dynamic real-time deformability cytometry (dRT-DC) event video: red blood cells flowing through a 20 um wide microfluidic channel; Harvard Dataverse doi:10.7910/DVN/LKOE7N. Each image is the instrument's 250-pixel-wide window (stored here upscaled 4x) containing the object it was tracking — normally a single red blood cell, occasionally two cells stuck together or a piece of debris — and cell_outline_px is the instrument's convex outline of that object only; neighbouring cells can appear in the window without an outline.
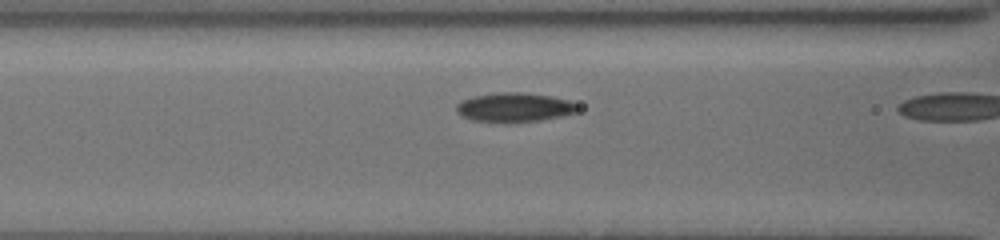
{"species": "common noctule bat (a hibernating species)", "species_latin": "Nyctalus noctula", "temperature_condition": "cold", "stored_images_in_passage": 11, "camera_frame_rate_fps": 3000, "um_per_image_px": 0.085, "animal": {"sex": "female", "body_mass_g": 19.5, "forearm_length_mm": 54.1}, "frame": {"image": 1, "passage_image": 7, "time_ms": 2.0, "image_size_px": [1000, 240], "cell_outline_px": [[580, 108], [576, 112], [560, 116], [540, 120], [512, 124], [504, 124], [472, 120], [460, 116], [456, 112], [456, 104], [460, 100], [472, 96], [500, 92], [524, 92], [552, 96], [568, 100], [576, 104]], "centroid_in_image_um": [43.67, 9.14], "position_along_channel_um": 122.9, "area_um2": 21.27}}
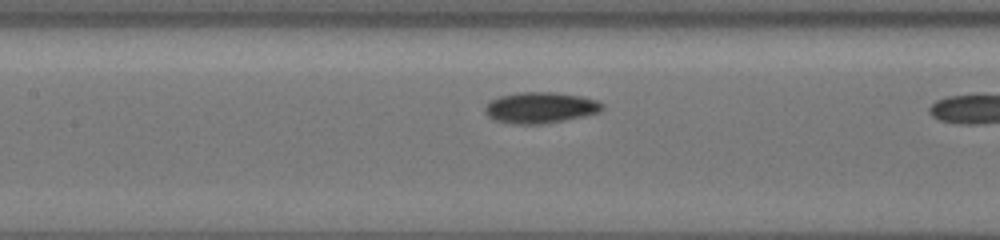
{"frame": {"image": 2, "passage_image": 10, "time_ms": 3.0, "image_size_px": [1000, 240], "cell_outline_px": [[604, 108], [600, 112], [584, 116], [540, 124], [512, 124], [492, 120], [484, 112], [484, 108], [492, 100], [500, 96], [516, 92], [556, 92], [580, 96], [596, 100], [604, 104]], "centroid_in_image_um": [45.92, 9.15], "position_along_channel_um": 161.5, "area_um2": 21.27}}